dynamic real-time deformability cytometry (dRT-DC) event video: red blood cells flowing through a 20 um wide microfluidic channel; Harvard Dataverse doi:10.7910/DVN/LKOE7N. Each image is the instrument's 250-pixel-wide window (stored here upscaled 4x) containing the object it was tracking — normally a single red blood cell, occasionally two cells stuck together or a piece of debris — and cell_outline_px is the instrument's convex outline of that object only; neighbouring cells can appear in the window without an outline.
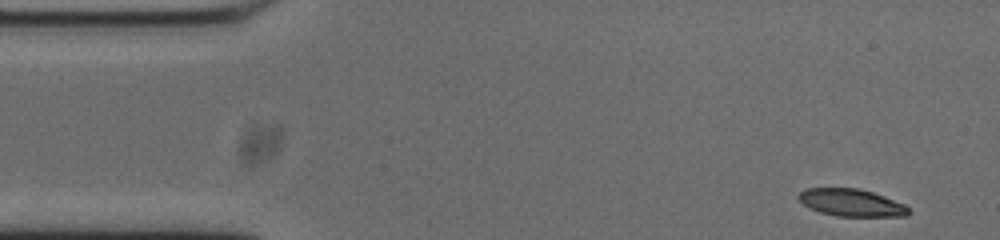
{"species": "common noctule bat (a hibernating species)", "species_latin": "Nyctalus noctula", "temperature_condition": "cold", "stored_images_in_passage": 51, "camera_frame_rate_fps": 3000, "um_per_image_px": 0.085, "animal": {"sex": "male", "body_mass_g": 20.0, "forearm_length_mm": 53.3}, "frame": {"image": 1, "passage_image": 1, "time_ms": 0.0, "image_size_px": [1000, 240], "cell_outline_px": [[908, 216], [836, 216], [820, 212], [808, 208], [796, 196], [804, 188], [860, 188], [884, 196], [904, 204], [908, 208]], "centroid_in_image_um": [72.33, 17.22], "position_along_channel_um": 12.7, "area_um2": 17.51}}
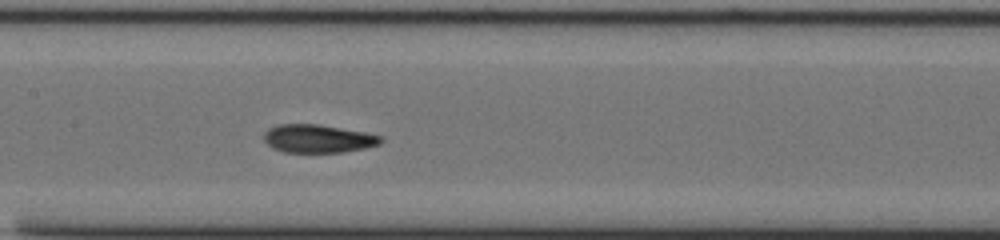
{"frame": {"image": 2, "passage_image": 22, "time_ms": 7.0, "image_size_px": [1000, 240], "cell_outline_px": [[384, 140], [380, 144], [364, 148], [340, 152], [284, 152], [272, 148], [264, 140], [264, 132], [268, 128], [280, 124], [316, 124], [364, 132], [380, 136]], "centroid_in_image_um": [27.0, 11.78], "position_along_channel_um": 180.4, "area_um2": 19.02}}
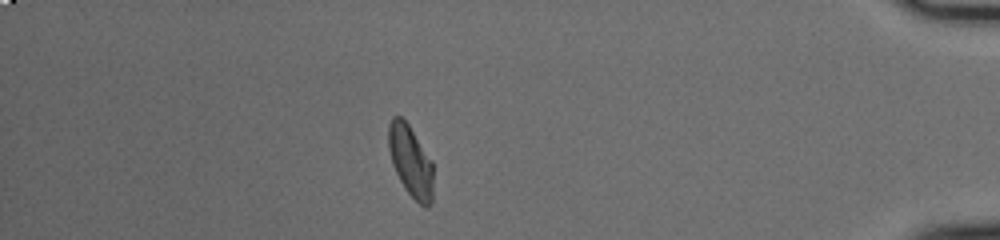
{"frame": {"image": 3, "passage_image": 44, "time_ms": 14.333, "image_size_px": [1000, 240], "cell_outline_px": [[432, 204], [428, 208], [424, 208], [404, 188], [392, 164], [388, 148], [388, 124], [392, 116], [400, 116], [408, 124], [432, 160]], "centroid_in_image_um": [34.89, 13.7], "position_along_channel_um": 400.3, "area_um2": 18.61}, "authors_computed_cell_mechanics": {"area_um2": 18.785, "velocity_mm_per_s": 3.7192, "shape_relaxation_time_tau1_ms": null, "shape_relaxation_time_tau2_ms": 2.1814, "deformation_change_tau1": null, "deformation_change_tau2": 0.0754}}